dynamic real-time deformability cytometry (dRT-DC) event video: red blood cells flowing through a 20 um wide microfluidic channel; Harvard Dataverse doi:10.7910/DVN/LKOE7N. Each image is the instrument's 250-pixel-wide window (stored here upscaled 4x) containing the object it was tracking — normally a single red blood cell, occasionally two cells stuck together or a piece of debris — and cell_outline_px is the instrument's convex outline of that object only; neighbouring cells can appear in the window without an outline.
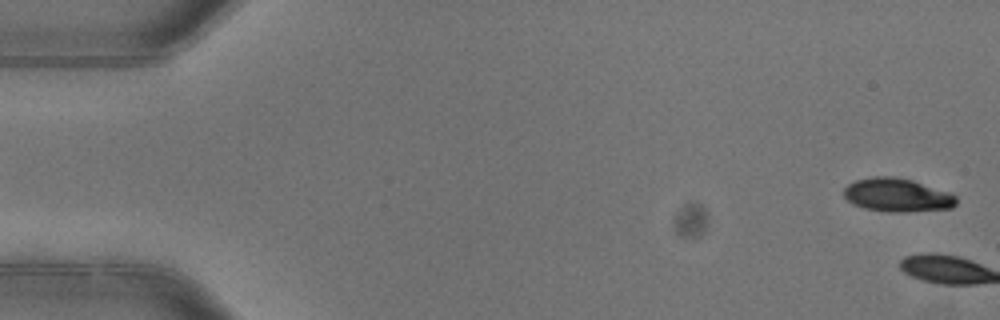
{"species": "common noctule bat (a hibernating species)", "species_latin": "Nyctalus noctula", "temperature_condition": "warm", "stored_images_in_passage": 3, "segment_of_instrument_passage": [2, 2], "camera_frame_rate_fps": 3000, "um_per_image_px": 0.085, "animal": {"sex": "female"}, "frame": {"image": 1, "passage_image": 3, "time_ms": 0.667, "image_size_px": [1000, 320], "cell_outline_px": [[956, 204], [952, 208], [900, 212], [888, 212], [864, 208], [852, 204], [844, 196], [844, 188], [848, 184], [856, 180], [872, 176], [892, 176], [912, 180], [952, 192], [956, 196]], "centroid_in_image_um": [76.27, 16.57], "position_along_channel_um": 8.7, "area_um2": 22.08}}